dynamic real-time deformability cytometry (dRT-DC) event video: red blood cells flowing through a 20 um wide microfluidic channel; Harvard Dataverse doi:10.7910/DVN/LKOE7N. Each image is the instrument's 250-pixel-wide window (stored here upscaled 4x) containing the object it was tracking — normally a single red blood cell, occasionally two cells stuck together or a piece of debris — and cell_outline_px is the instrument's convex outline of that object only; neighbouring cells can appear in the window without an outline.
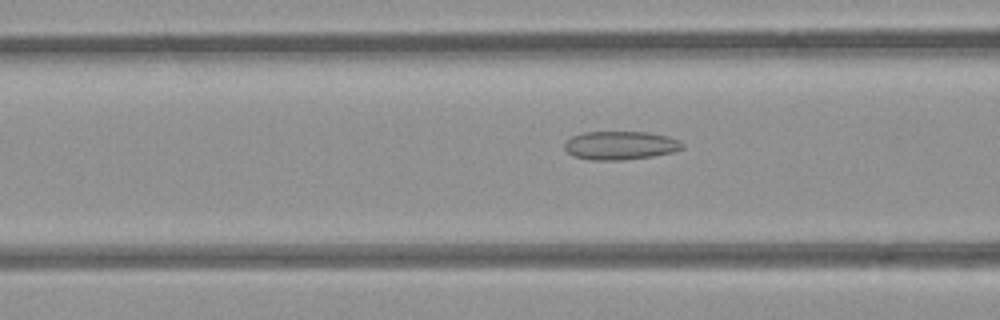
{"species": "common noctule bat (a hibernating species)", "species_latin": "Nyctalus noctula", "temperature_condition": "room temperature", "stored_images_in_passage": 54, "camera_frame_rate_fps": 3000, "um_per_image_px": 0.085, "animal": {"sex": "female", "body_mass_g": 21.9}, "frame": {"image": 1, "passage_image": 21, "time_ms": 6.667, "image_size_px": [1000, 320], "cell_outline_px": [[684, 148], [672, 152], [652, 156], [624, 160], [588, 160], [576, 156], [568, 152], [564, 148], [564, 144], [572, 136], [584, 132], [648, 132], [668, 136], [680, 140], [684, 144]], "centroid_in_image_um": [52.76, 12.36], "position_along_channel_um": 113.8, "area_um2": 19.59}}
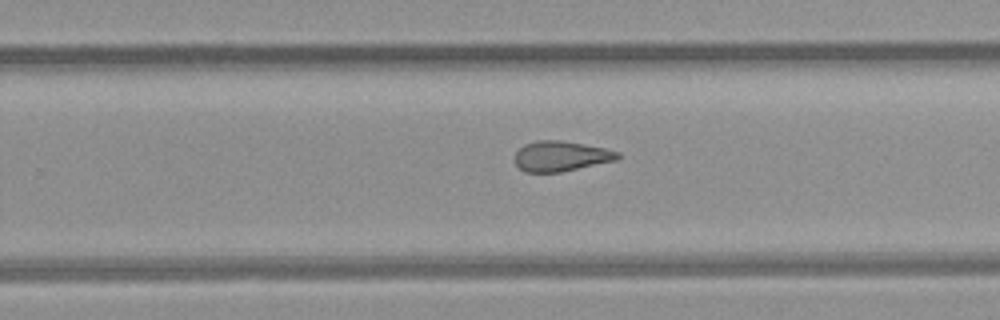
{"frame": {"image": 2, "passage_image": 34, "time_ms": 11.0, "image_size_px": [1000, 320], "cell_outline_px": [[620, 156], [616, 160], [560, 172], [524, 172], [516, 164], [516, 152], [524, 144], [536, 140], [560, 140], [584, 144], [604, 148], [620, 152]], "centroid_in_image_um": [47.67, 13.26], "position_along_channel_um": 282.1, "area_um2": 17.98}}
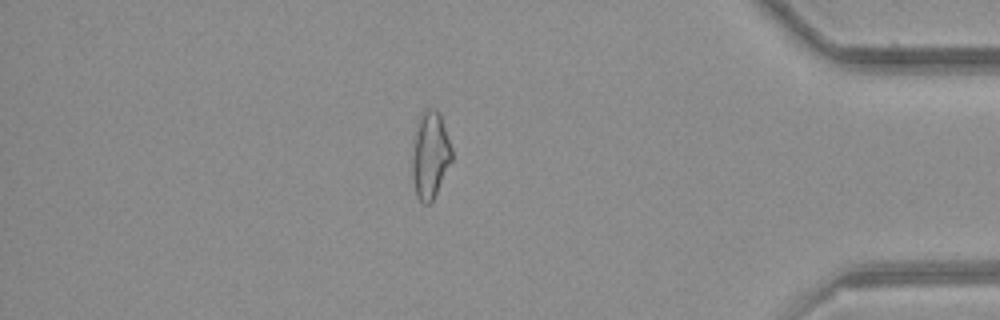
{"frame": {"image": 3, "passage_image": 46, "time_ms": 15.0, "image_size_px": [1000, 320], "cell_outline_px": [[452, 160], [432, 200], [428, 204], [424, 204], [416, 196], [412, 176], [412, 160], [416, 132], [420, 116], [424, 108], [432, 108], [440, 112], [452, 148]], "centroid_in_image_um": [36.57, 13.16], "position_along_channel_um": 398.6, "area_um2": 19.77}, "authors_computed_cell_mechanics": {"area_um2": 19.6809, "velocity_mm_per_s": 3.888, "shape_relaxation_time_tau1_ms": null, "shape_relaxation_time_tau2_ms": 3.0798, "deformation_change_tau1": null, "deformation_change_tau2": 0.1129}}